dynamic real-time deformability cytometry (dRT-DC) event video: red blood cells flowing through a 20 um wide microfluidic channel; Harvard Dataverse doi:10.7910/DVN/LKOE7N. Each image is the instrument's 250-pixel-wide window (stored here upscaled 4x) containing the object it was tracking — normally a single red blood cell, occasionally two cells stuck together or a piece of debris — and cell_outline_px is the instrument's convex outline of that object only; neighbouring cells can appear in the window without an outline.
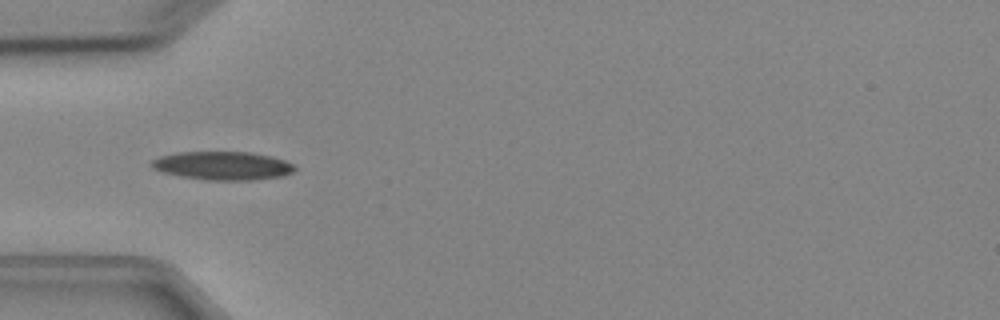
{"species": "Egyptian fruit bat (a non-hibernating species)", "species_latin": "Rousettus aegyptiacus", "temperature_condition": "cold", "stored_images_in_passage": 6, "camera_frame_rate_fps": 3000, "um_per_image_px": 0.085, "animal": {"sex": "female"}, "frame": {"image": 1, "passage_image": 4, "time_ms": 4.333, "image_size_px": [1000, 320], "cell_outline_px": [[296, 168], [292, 172], [284, 176], [252, 180], [204, 180], [180, 176], [164, 172], [152, 168], [148, 164], [152, 160], [160, 156], [176, 152], [252, 152], [272, 156], [284, 160], [292, 164]], "centroid_in_image_um": [18.91, 14.08], "position_along_channel_um": 66.1, "area_um2": 23.87}}